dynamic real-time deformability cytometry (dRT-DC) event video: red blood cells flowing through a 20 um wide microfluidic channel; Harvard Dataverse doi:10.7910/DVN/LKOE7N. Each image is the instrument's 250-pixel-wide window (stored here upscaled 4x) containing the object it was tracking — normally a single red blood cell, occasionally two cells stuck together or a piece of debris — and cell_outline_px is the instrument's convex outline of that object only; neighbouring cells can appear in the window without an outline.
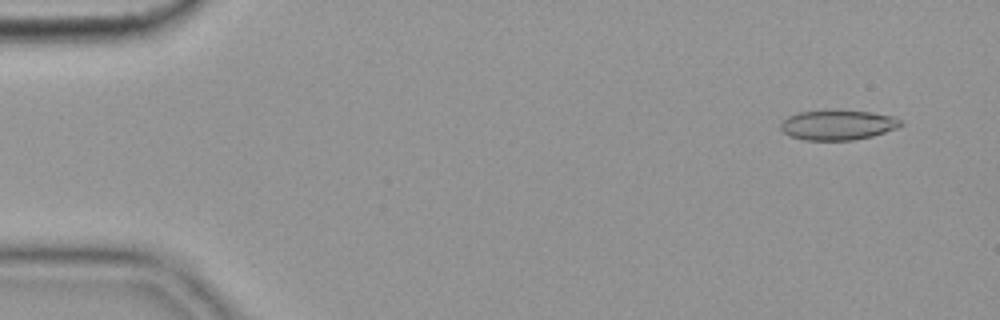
{"species": "common noctule bat (a hibernating species)", "species_latin": "Nyctalus noctula", "temperature_condition": "cold", "stored_images_in_passage": 55, "camera_frame_rate_fps": 3000, "um_per_image_px": 0.085, "animal": {"sex": "female", "body_mass_g": 19.9}, "frame": {"image": 1, "passage_image": 4, "time_ms": 1.0, "image_size_px": [1000, 320], "cell_outline_px": [[904, 124], [896, 128], [872, 136], [852, 140], [804, 140], [792, 136], [784, 132], [780, 128], [780, 124], [788, 116], [800, 112], [872, 112], [896, 116]], "centroid_in_image_um": [71.24, 10.64], "position_along_channel_um": 13.8, "area_um2": 20.35}}
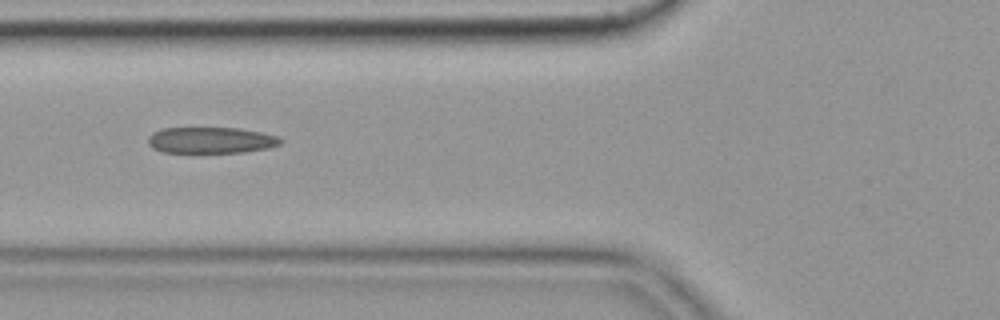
{"frame": {"image": 2, "passage_image": 21, "time_ms": 6.667, "image_size_px": [1000, 320], "cell_outline_px": [[284, 140], [280, 144], [268, 148], [244, 152], [164, 152], [152, 148], [148, 144], [148, 136], [152, 132], [160, 128], [240, 128], [280, 136]], "centroid_in_image_um": [17.93, 11.91], "position_along_channel_um": 107.9, "area_um2": 20.35}}
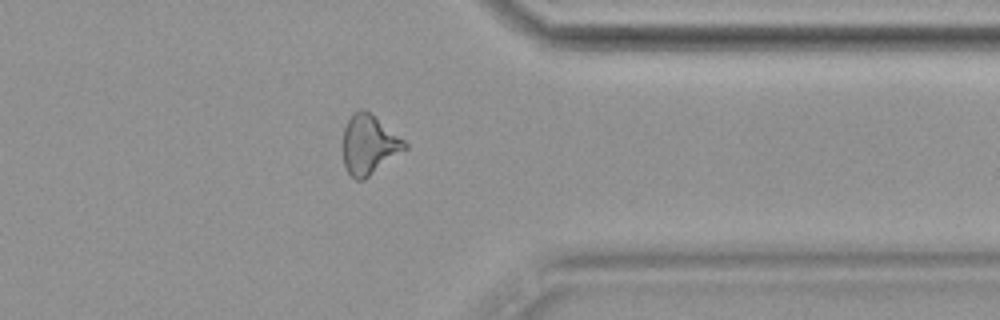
{"frame": {"image": 3, "passage_image": 44, "time_ms": 14.333, "image_size_px": [1000, 320], "cell_outline_px": [[408, 148], [364, 180], [356, 180], [348, 172], [344, 164], [340, 144], [344, 128], [348, 120], [360, 108], [364, 108], [404, 140], [408, 144]], "centroid_in_image_um": [31.33, 12.32], "position_along_channel_um": 380.1, "area_um2": 21.56}, "authors_computed_cell_mechanics": {"area_um2": 21.386, "velocity_mm_per_s": 3.6489, "shape_relaxation_time_tau1_ms": null, "shape_relaxation_time_tau2_ms": 2.7407, "deformation_change_tau1": null, "deformation_change_tau2": 0.1347}}